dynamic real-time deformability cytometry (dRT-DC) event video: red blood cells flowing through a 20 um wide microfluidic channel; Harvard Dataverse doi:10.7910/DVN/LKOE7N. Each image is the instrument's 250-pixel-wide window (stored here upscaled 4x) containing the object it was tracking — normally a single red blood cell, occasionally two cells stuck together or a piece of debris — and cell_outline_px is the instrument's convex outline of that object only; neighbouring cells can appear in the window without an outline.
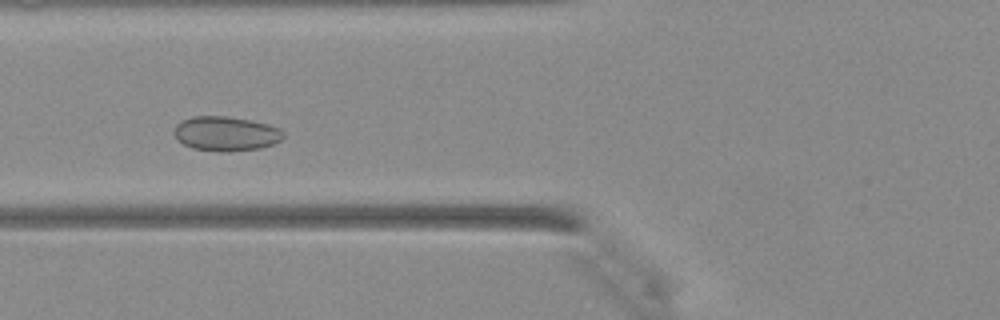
{"species": "Egyptian fruit bat (a non-hibernating species)", "species_latin": "Rousettus aegyptiacus", "temperature_condition": "warm", "stored_images_in_passage": 39, "camera_frame_rate_fps": 3000, "um_per_image_px": 0.085, "animal": {"sex": "female"}, "frame": {"image": 1, "passage_image": 13, "time_ms": 4.0, "image_size_px": [1000, 320], "cell_outline_px": [[284, 136], [280, 140], [272, 144], [260, 148], [228, 152], [220, 152], [192, 148], [184, 144], [172, 132], [176, 124], [192, 116], [224, 116], [248, 120], [268, 124], [280, 128], [284, 132]], "centroid_in_image_um": [19.2, 11.36], "position_along_channel_um": 106.6, "area_um2": 21.91}}
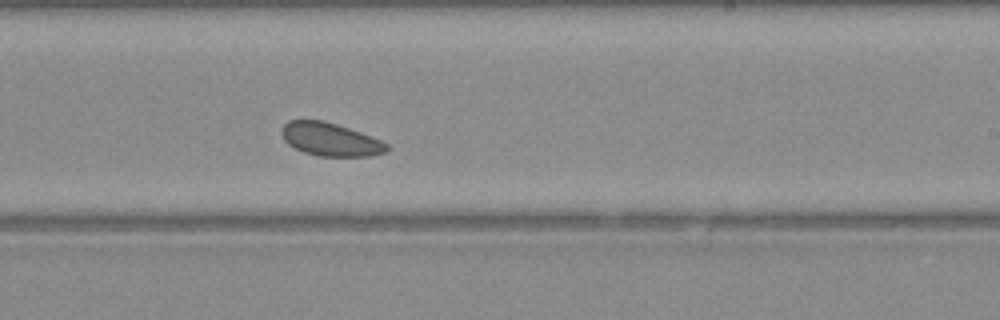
{"frame": {"image": 2, "passage_image": 23, "time_ms": 7.333, "image_size_px": [1000, 320], "cell_outline_px": [[388, 152], [372, 156], [316, 156], [304, 152], [288, 144], [284, 140], [280, 132], [284, 124], [288, 120], [324, 120], [360, 132], [380, 140], [388, 144]], "centroid_in_image_um": [28.07, 11.85], "position_along_channel_um": 260.9, "area_um2": 20.35}}
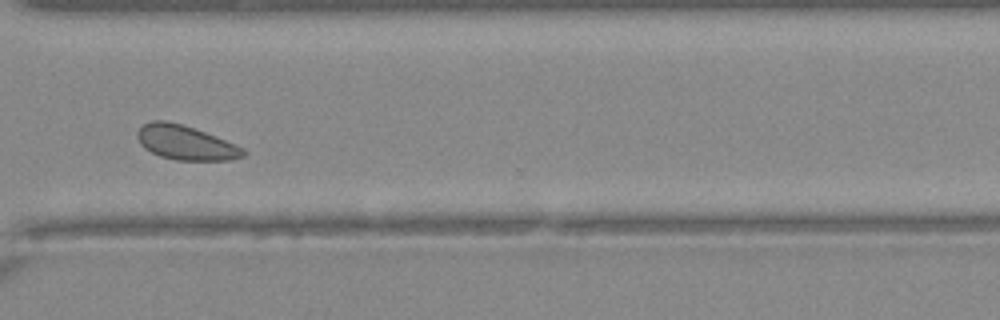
{"frame": {"image": 3, "passage_image": 29, "time_ms": 9.333, "image_size_px": [1000, 320], "cell_outline_px": [[248, 152], [244, 156], [232, 160], [176, 160], [160, 156], [144, 148], [140, 144], [136, 136], [136, 132], [144, 124], [152, 120], [164, 120], [180, 124], [204, 132], [244, 148]], "centroid_in_image_um": [15.76, 12.14], "position_along_channel_um": 354.8, "area_um2": 21.04}}